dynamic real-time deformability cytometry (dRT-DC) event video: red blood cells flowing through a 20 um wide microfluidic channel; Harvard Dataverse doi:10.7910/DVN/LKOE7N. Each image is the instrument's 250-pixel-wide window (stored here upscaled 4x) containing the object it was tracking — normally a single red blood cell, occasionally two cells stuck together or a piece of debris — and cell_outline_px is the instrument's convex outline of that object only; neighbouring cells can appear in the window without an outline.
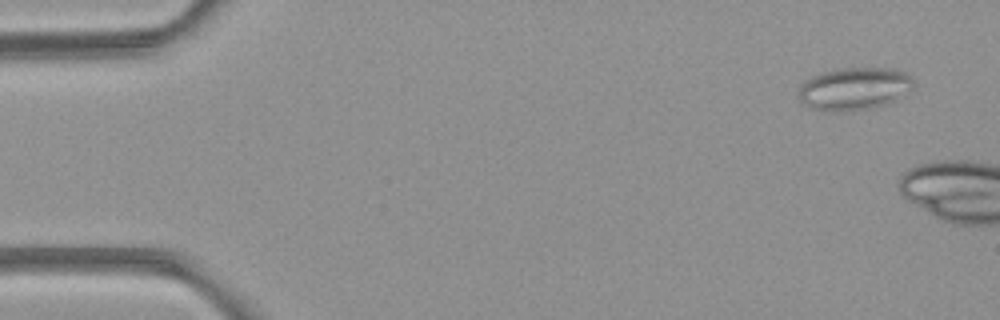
{"species": "common noctule bat (a hibernating species)", "species_latin": "Nyctalus noctula", "temperature_condition": "room temperature", "stored_images_in_passage": 3, "camera_frame_rate_fps": 3000, "um_per_image_px": 0.085, "animal": {"sex": "female", "body_mass_g": 21.9}, "frame": {"image": 1, "passage_image": 1, "time_ms": 0.0, "image_size_px": [1000, 320], "cell_outline_px": [[916, 88], [904, 96], [888, 104], [872, 108], [832, 112], [824, 112], [808, 108], [796, 96], [800, 84], [804, 80], [812, 76], [844, 68], [892, 68], [908, 72], [916, 80]], "centroid_in_image_um": [72.67, 7.55], "position_along_channel_um": 12.3, "area_um2": 29.42}}